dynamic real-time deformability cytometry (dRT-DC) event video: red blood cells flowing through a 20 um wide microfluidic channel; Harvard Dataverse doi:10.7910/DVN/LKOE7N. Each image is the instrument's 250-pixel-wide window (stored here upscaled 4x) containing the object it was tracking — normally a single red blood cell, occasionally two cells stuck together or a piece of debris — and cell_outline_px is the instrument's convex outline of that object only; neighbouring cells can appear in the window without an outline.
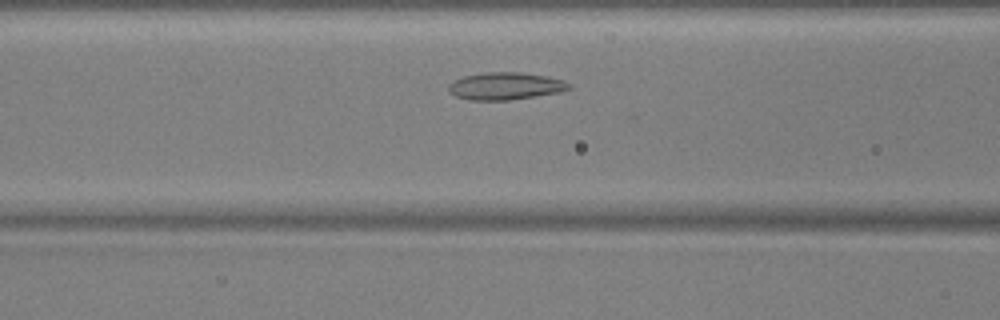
{"species": "common noctule bat (a hibernating species)", "species_latin": "Nyctalus noctula", "temperature_condition": "warm", "stored_images_in_passage": 33, "camera_frame_rate_fps": 3000, "um_per_image_px": 0.085, "animal": {"sex": "male", "body_mass_g": 17.9, "forearm_length_mm": 54.2}, "frame": {"image": 1, "passage_image": 8, "time_ms": 2.333, "image_size_px": [1000, 320], "cell_outline_px": [[572, 88], [560, 92], [508, 100], [468, 100], [456, 96], [448, 92], [448, 84], [452, 80], [464, 76], [484, 72], [520, 72], [548, 76], [564, 80], [572, 84]], "centroid_in_image_um": [42.95, 7.31], "position_along_channel_um": 123.6, "area_um2": 19.42}}
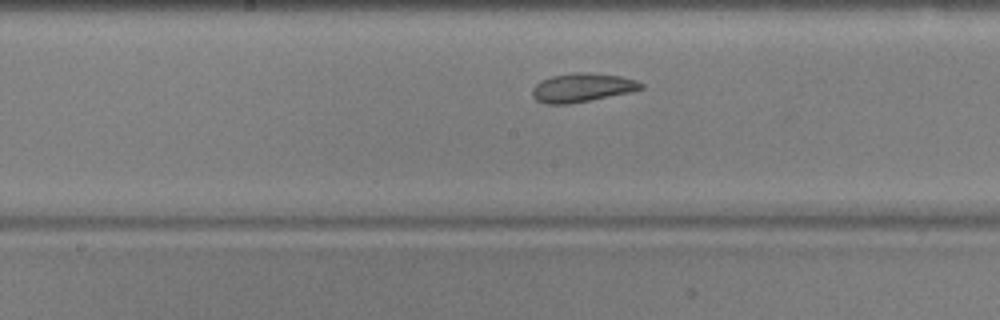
{"frame": {"image": 2, "passage_image": 14, "time_ms": 4.333, "image_size_px": [1000, 320], "cell_outline_px": [[644, 88], [632, 92], [568, 104], [544, 104], [536, 100], [532, 96], [532, 88], [536, 84], [552, 76], [576, 72], [588, 72], [620, 76], [636, 80], [644, 84]], "centroid_in_image_um": [49.5, 7.45], "position_along_channel_um": 198.7, "area_um2": 18.21}}
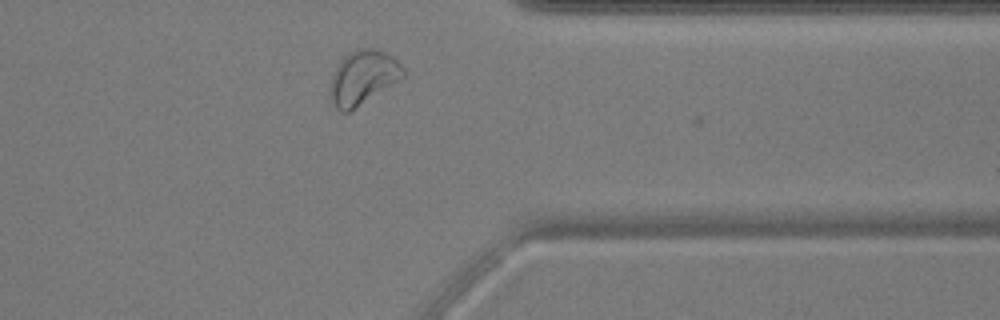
{"frame": {"image": 3, "passage_image": 29, "time_ms": 9.333, "image_size_px": [1000, 320], "cell_outline_px": [[404, 76], [348, 112], [340, 112], [336, 108], [332, 100], [332, 76], [340, 60], [344, 56], [356, 48], [372, 48], [384, 52], [392, 56], [404, 68]], "centroid_in_image_um": [30.85, 6.55], "position_along_channel_um": 380.5, "area_um2": 22.2}, "authors_computed_cell_mechanics": {"area_um2": 18.3226, "velocity_mm_per_s": 3.7517, "shape_relaxation_time_tau1_ms": null, "shape_relaxation_time_tau2_ms": 2.0132, "deformation_change_tau1": null, "deformation_change_tau2": 0.0694}}